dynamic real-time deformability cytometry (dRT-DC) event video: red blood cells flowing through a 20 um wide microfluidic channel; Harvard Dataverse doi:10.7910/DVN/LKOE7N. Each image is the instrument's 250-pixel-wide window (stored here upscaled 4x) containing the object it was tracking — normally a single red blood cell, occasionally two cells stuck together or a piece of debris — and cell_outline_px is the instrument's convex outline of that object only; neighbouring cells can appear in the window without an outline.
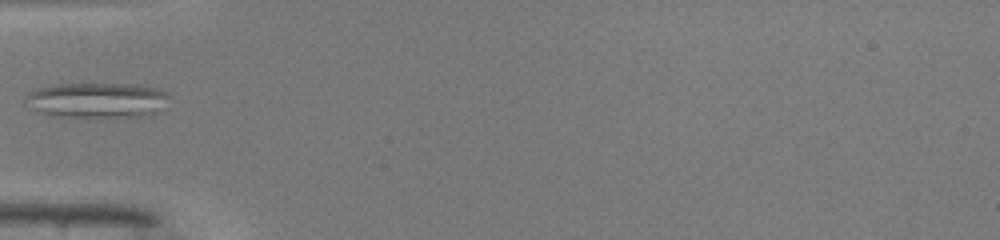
{"species": "common noctule bat (a hibernating species)", "species_latin": "Nyctalus noctula", "temperature_condition": "warm", "stored_images_in_passage": 35, "camera_frame_rate_fps": 3000, "um_per_image_px": 0.085, "animal": {"sex": "male", "body_mass_g": 19.0, "forearm_length_mm": 50.8}, "frame": {"image": 1, "passage_image": 1, "time_ms": 0.0, "image_size_px": [1000, 240], "cell_outline_px": [[168, 96], [152, 116], [100, 120], [88, 120], [48, 116], [40, 112], [24, 96], [48, 84], [88, 80], [140, 84], [160, 88], [168, 92]], "centroid_in_image_um": [8.28, 8.51], "position_along_channel_um": 76.7, "area_um2": 31.96}}
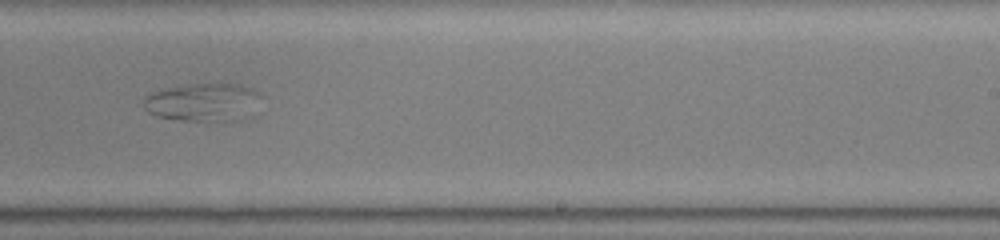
{"frame": {"image": 2, "passage_image": 16, "time_ms": 5.0, "image_size_px": [1000, 240], "cell_outline_px": [[264, 96], [256, 116], [240, 120], [176, 120], [156, 116], [148, 112], [144, 108], [144, 100], [152, 92], [168, 88], [192, 84], [236, 84], [252, 88], [260, 92]], "centroid_in_image_um": [17.42, 8.71], "position_along_channel_um": 271.6, "area_um2": 26.65}}
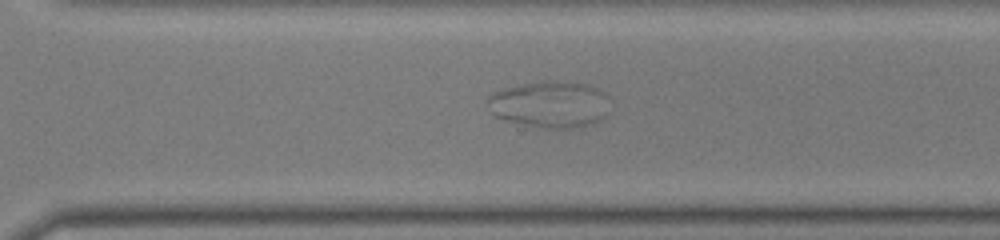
{"frame": {"image": 3, "passage_image": 20, "time_ms": 6.333, "image_size_px": [1000, 240], "cell_outline_px": [[612, 96], [608, 112], [600, 120], [592, 124], [568, 128], [544, 128], [496, 116], [492, 112], [488, 100], [488, 96], [492, 92], [516, 84], [544, 80], [556, 80], [588, 84], [600, 88]], "centroid_in_image_um": [46.85, 8.82], "position_along_channel_um": 323.8, "area_um2": 33.58}}